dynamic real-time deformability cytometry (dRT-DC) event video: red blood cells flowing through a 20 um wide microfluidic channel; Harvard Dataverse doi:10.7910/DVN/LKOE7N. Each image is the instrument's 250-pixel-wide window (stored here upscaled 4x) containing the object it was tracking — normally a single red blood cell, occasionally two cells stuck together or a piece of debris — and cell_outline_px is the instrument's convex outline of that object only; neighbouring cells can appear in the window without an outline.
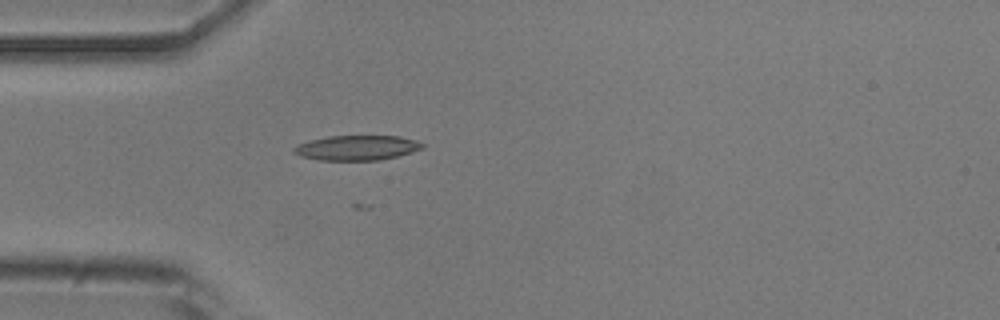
{"species": "common noctule bat (a hibernating species)", "species_latin": "Nyctalus noctula", "temperature_condition": "room temperature", "stored_images_in_passage": 45, "camera_frame_rate_fps": 3000, "um_per_image_px": 0.085, "animal": {"sex": "male", "body_mass_g": 20.5, "forearm_length_mm": 52.5}, "frame": {"image": 1, "passage_image": 7, "time_ms": 2.0, "image_size_px": [1000, 320], "cell_outline_px": [[424, 148], [412, 152], [380, 160], [320, 160], [300, 156], [292, 152], [292, 148], [296, 144], [328, 136], [400, 136], [416, 140], [424, 144]], "centroid_in_image_um": [30.32, 12.56], "position_along_channel_um": 54.7, "area_um2": 18.67}}
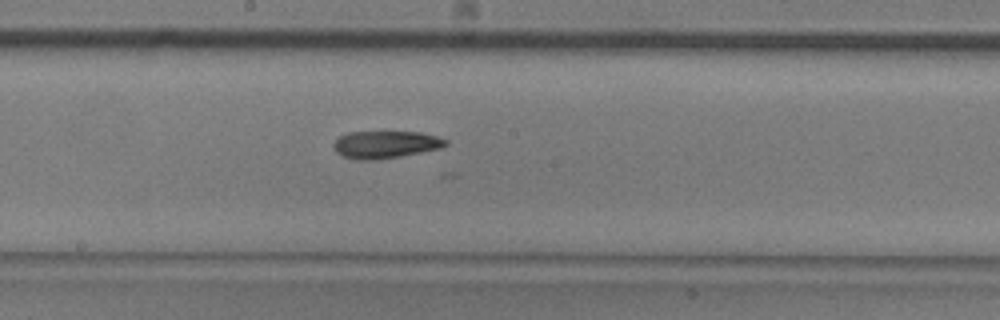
{"frame": {"image": 2, "passage_image": 20, "time_ms": 6.333, "image_size_px": [1000, 320], "cell_outline_px": [[448, 144], [440, 148], [400, 156], [376, 160], [356, 160], [344, 156], [336, 152], [332, 144], [340, 136], [348, 132], [420, 132], [436, 136], [448, 140]], "centroid_in_image_um": [32.75, 12.28], "position_along_channel_um": 215.4, "area_um2": 17.8}}
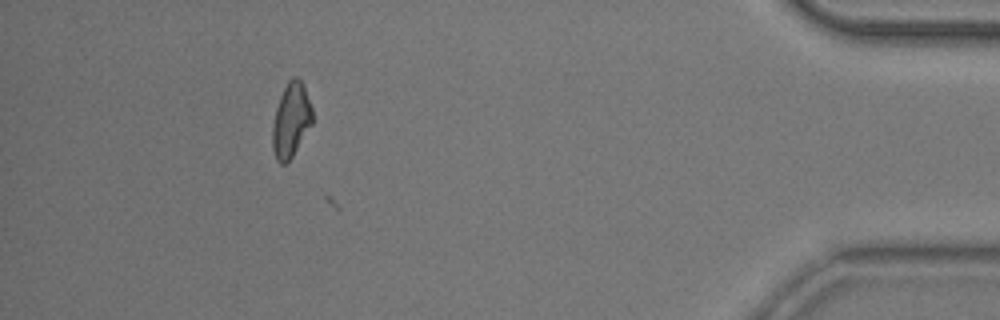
{"frame": {"image": 3, "passage_image": 40, "time_ms": 13.0, "image_size_px": [1000, 320], "cell_outline_px": [[312, 124], [292, 156], [284, 164], [280, 164], [276, 160], [272, 148], [272, 124], [276, 108], [280, 96], [288, 80], [292, 76], [296, 76], [304, 84], [312, 108]], "centroid_in_image_um": [24.73, 10.19], "position_along_channel_um": 410.5, "area_um2": 17.34}}